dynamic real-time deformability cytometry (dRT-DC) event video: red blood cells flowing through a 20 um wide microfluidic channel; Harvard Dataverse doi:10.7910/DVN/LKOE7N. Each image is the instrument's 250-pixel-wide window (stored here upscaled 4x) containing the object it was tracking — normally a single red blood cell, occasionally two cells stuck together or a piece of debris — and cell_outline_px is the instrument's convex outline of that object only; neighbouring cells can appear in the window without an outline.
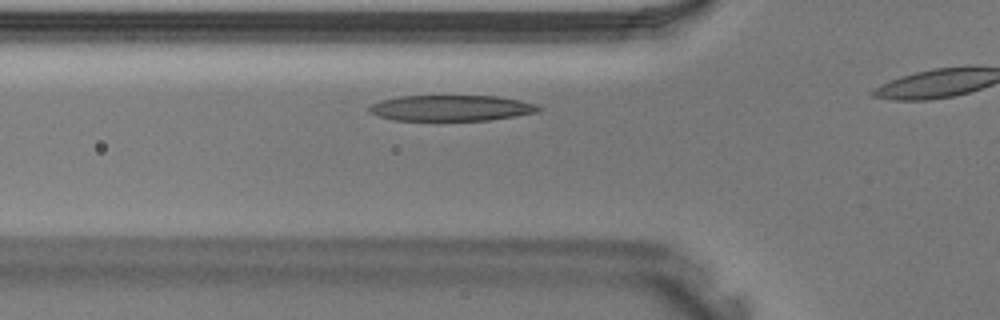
{"species": "Egyptian fruit bat (a non-hibernating species)", "species_latin": "Rousettus aegyptiacus", "temperature_condition": "warm", "stored_images_in_passage": 10, "camera_frame_rate_fps": 3000, "um_per_image_px": 0.085, "animal": {"sex": "male"}, "frame": {"image": 1, "passage_image": 6, "time_ms": 1.667, "image_size_px": [1000, 320], "cell_outline_px": [[544, 108], [540, 112], [492, 120], [396, 120], [380, 116], [368, 112], [368, 108], [372, 104], [380, 100], [400, 96], [496, 96], [520, 100], [536, 104]], "centroid_in_image_um": [38.41, 9.18], "position_along_channel_um": 87.4, "area_um2": 25.55}}
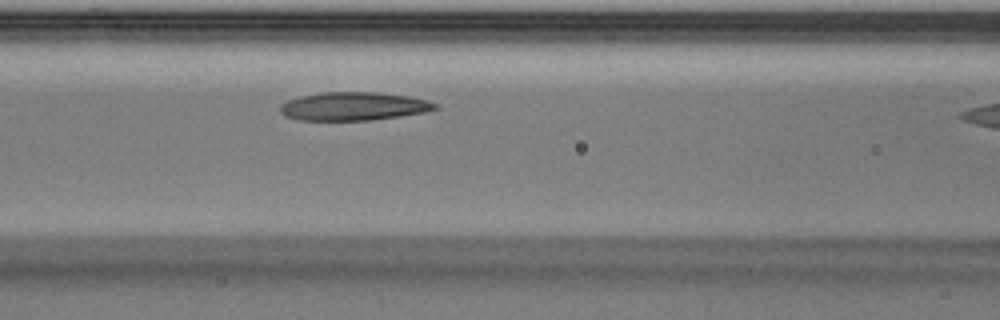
{"frame": {"image": 2, "passage_image": 9, "time_ms": 2.667, "image_size_px": [1000, 320], "cell_outline_px": [[440, 108], [424, 112], [372, 120], [300, 120], [284, 116], [280, 112], [280, 104], [288, 100], [300, 96], [324, 92], [376, 92], [408, 96], [428, 100], [436, 104]], "centroid_in_image_um": [30.04, 9.03], "position_along_channel_um": 136.6, "area_um2": 25.55}}